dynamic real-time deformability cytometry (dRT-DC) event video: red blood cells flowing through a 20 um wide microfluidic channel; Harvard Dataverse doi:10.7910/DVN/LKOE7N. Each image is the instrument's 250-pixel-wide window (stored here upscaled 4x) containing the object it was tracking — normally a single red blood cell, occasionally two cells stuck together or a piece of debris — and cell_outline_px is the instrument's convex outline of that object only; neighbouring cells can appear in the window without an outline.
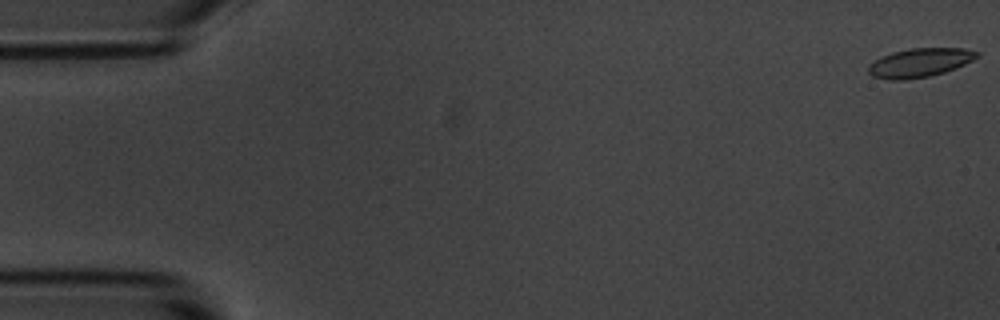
{"species": "common noctule bat (a hibernating species)", "species_latin": "Nyctalus noctula", "temperature_condition": "room temperature", "stored_images_in_passage": 6, "camera_frame_rate_fps": 3000, "um_per_image_px": 0.085, "animal": {"sex": "male", "body_mass_g": 20.1, "forearm_length_mm": 53.5}, "frame": {"image": 1, "passage_image": 1, "time_ms": 0.0, "image_size_px": [1000, 320], "cell_outline_px": [[980, 56], [956, 68], [944, 72], [928, 76], [904, 80], [888, 80], [872, 76], [868, 72], [868, 68], [880, 56], [892, 52], [912, 48], [964, 48], [980, 52]], "centroid_in_image_um": [78.19, 5.32], "position_along_channel_um": 6.8, "area_um2": 18.21}}
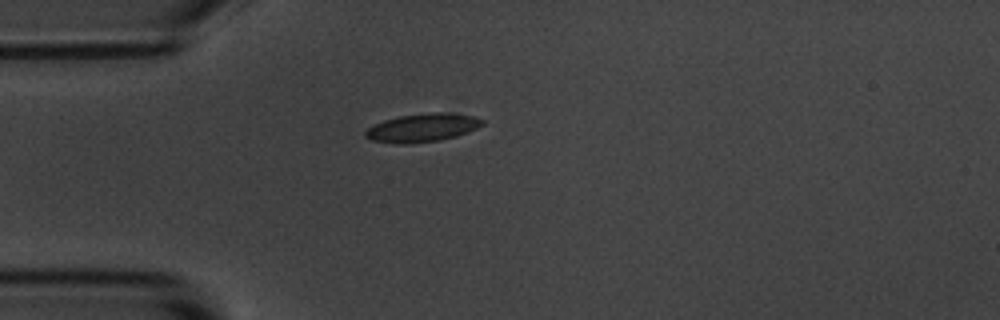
{"frame": {"image": 2, "passage_image": 5, "time_ms": 4.667, "image_size_px": [1000, 320], "cell_outline_px": [[484, 124], [468, 132], [456, 136], [440, 140], [404, 144], [396, 144], [372, 140], [364, 136], [364, 132], [368, 128], [384, 120], [400, 116], [428, 112], [444, 112], [472, 116], [484, 120]], "centroid_in_image_um": [35.9, 10.86], "position_along_channel_um": 49.1, "area_um2": 19.19}}